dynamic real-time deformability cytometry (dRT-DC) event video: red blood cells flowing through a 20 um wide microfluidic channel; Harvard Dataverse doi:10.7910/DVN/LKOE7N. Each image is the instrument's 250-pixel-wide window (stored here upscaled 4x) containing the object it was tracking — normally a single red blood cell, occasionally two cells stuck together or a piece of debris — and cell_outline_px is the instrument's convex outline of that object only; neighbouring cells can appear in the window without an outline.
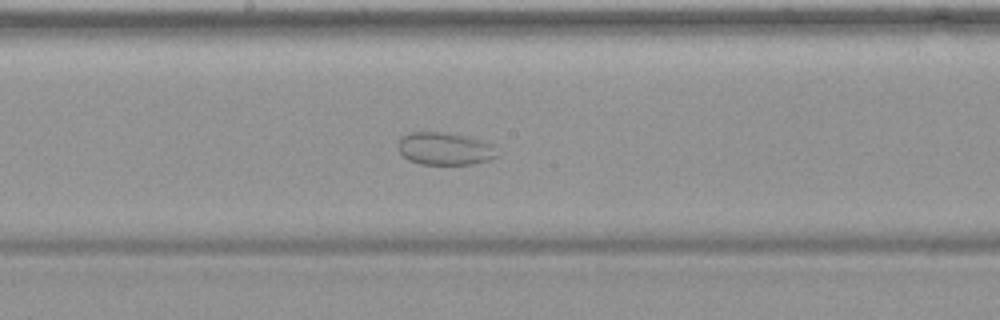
{"species": "common noctule bat (a hibernating species)", "species_latin": "Nyctalus noctula", "temperature_condition": "warm", "stored_images_in_passage": 55, "camera_frame_rate_fps": 3000, "um_per_image_px": 0.085, "animal": {"sex": "female", "body_mass_g": 19.9}, "frame": {"image": 1, "passage_image": 30, "time_ms": 9.667, "image_size_px": [1000, 320], "cell_outline_px": [[496, 156], [488, 160], [476, 164], [420, 164], [408, 160], [400, 152], [396, 144], [400, 136], [408, 132], [440, 132], [472, 136], [492, 144]], "centroid_in_image_um": [37.76, 12.62], "position_along_channel_um": 210.4, "area_um2": 19.02}}
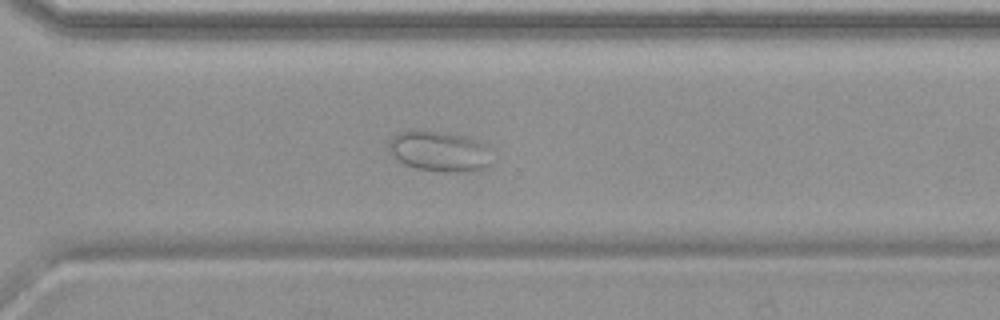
{"frame": {"image": 2, "passage_image": 40, "time_ms": 13.0, "image_size_px": [1000, 320], "cell_outline_px": [[492, 164], [488, 168], [476, 172], [448, 172], [416, 168], [404, 164], [388, 148], [388, 144], [392, 136], [400, 132], [412, 128], [416, 128], [444, 132], [464, 136], [488, 144]], "centroid_in_image_um": [37.41, 12.85], "position_along_channel_um": 333.2, "area_um2": 24.91}}
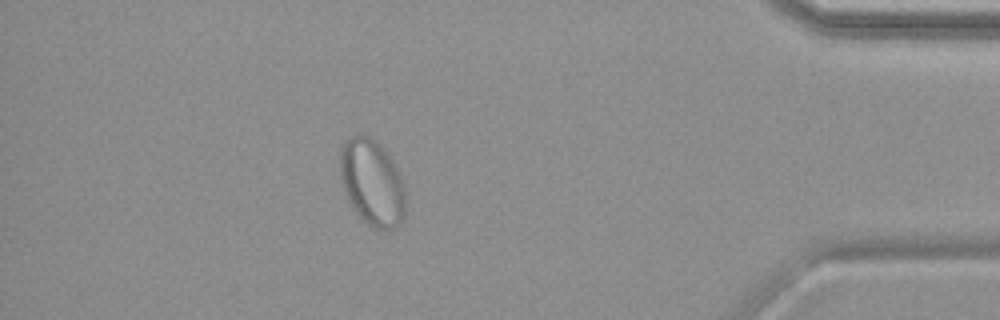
{"frame": {"image": 3, "passage_image": 49, "time_ms": 16.0, "image_size_px": [1000, 320], "cell_outline_px": [[404, 216], [400, 224], [392, 228], [376, 228], [364, 220], [352, 208], [344, 192], [340, 176], [340, 148], [352, 136], [360, 132], [372, 136], [388, 152], [404, 184]], "centroid_in_image_um": [31.61, 15.45], "position_along_channel_um": 403.6, "area_um2": 32.89}}